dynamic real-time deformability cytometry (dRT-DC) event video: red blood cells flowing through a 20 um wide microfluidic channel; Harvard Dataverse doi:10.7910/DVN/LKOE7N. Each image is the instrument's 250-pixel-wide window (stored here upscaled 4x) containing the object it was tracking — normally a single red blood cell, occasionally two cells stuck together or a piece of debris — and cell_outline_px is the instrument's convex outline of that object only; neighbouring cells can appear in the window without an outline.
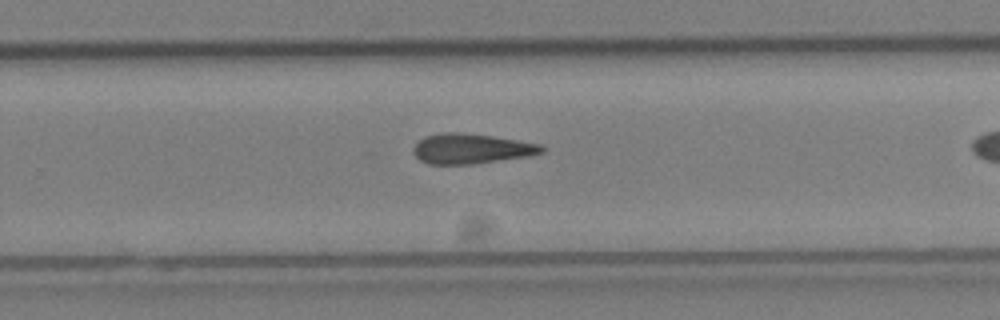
{"species": "Egyptian fruit bat (a non-hibernating species)", "species_latin": "Rousettus aegyptiacus", "temperature_condition": "cold", "stored_images_in_passage": 18, "camera_frame_rate_fps": 3000, "um_per_image_px": 0.085, "animal": {"sex": "female"}, "frame": {"image": 1, "passage_image": 13, "time_ms": 4.0, "image_size_px": [1000, 320], "cell_outline_px": [[544, 152], [528, 156], [472, 164], [428, 164], [420, 160], [412, 152], [412, 148], [424, 136], [444, 132], [460, 132], [492, 136], [540, 144], [544, 148]], "centroid_in_image_um": [40.02, 12.64], "position_along_channel_um": 289.8, "area_um2": 22.37}}